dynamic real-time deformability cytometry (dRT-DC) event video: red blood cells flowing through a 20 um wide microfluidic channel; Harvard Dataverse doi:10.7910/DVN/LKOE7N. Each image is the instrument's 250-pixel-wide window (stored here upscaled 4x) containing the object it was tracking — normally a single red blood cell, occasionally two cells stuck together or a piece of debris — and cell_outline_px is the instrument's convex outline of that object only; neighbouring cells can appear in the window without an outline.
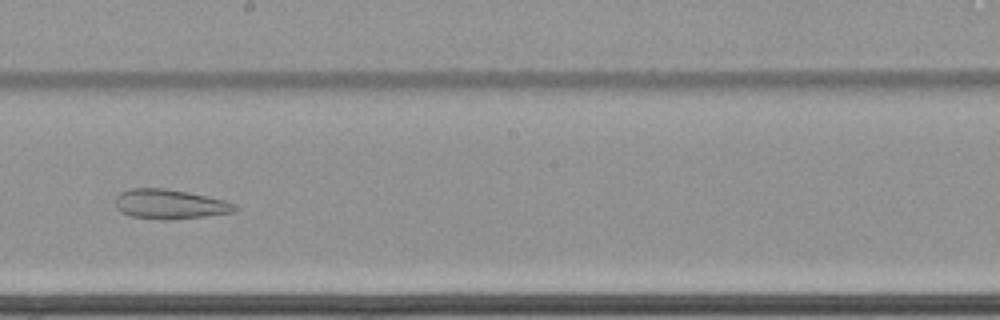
{"species": "common noctule bat (a hibernating species)", "species_latin": "Nyctalus noctula", "temperature_condition": "cold", "stored_images_in_passage": 66, "camera_frame_rate_fps": 3000, "um_per_image_px": 0.085, "animal": {"sex": "female", "body_mass_g": 22.7, "forearm_length_mm": 54.2}, "frame": {"image": 1, "passage_image": 41, "time_ms": 13.333, "image_size_px": [1000, 320], "cell_outline_px": [[240, 208], [232, 212], [204, 216], [172, 220], [164, 220], [132, 216], [120, 212], [116, 208], [116, 196], [120, 192], [128, 188], [164, 188], [188, 192], [208, 196], [224, 200], [236, 204]], "centroid_in_image_um": [14.43, 17.35], "position_along_channel_um": 233.8, "area_um2": 20.75}}
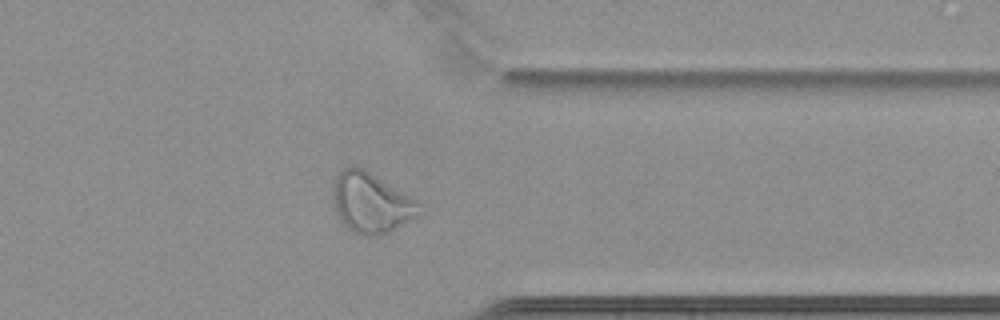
{"frame": {"image": 2, "passage_image": 54, "time_ms": 17.667, "image_size_px": [1000, 320], "cell_outline_px": [[424, 212], [396, 228], [380, 236], [364, 236], [348, 228], [340, 220], [332, 204], [332, 180], [344, 168], [356, 164], [364, 168], [416, 200], [420, 204]], "centroid_in_image_um": [31.51, 17.22], "position_along_channel_um": 379.9, "area_um2": 30.58}}